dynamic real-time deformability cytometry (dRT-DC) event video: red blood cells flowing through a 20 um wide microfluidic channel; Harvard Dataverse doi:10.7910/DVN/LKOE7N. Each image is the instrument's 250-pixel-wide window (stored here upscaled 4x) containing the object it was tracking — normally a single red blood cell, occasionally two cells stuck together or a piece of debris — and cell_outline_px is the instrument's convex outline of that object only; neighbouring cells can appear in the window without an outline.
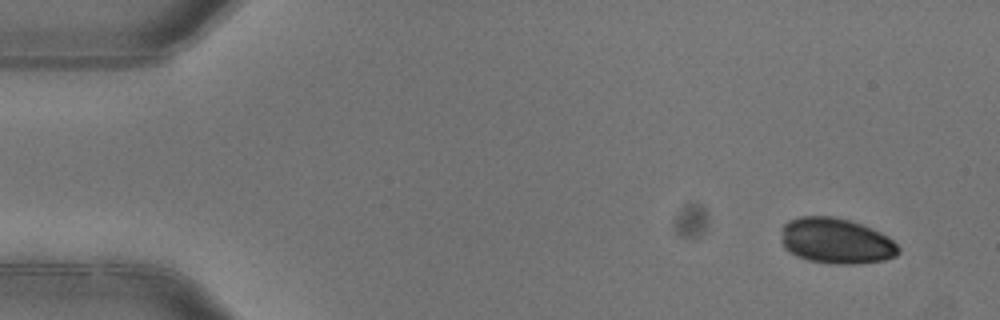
{"species": "common noctule bat (a hibernating species)", "species_latin": "Nyctalus noctula", "temperature_condition": "warm", "stored_images_in_passage": 3, "camera_frame_rate_fps": 3000, "um_per_image_px": 0.085, "animal": {"sex": "female"}, "frame": {"image": 1, "passage_image": 1, "time_ms": 0.0, "image_size_px": [1000, 320], "cell_outline_px": [[900, 252], [896, 256], [884, 260], [856, 264], [828, 264], [808, 260], [796, 256], [788, 252], [784, 248], [780, 240], [784, 224], [788, 220], [800, 216], [832, 216], [852, 220], [872, 228], [888, 236], [900, 248]], "centroid_in_image_um": [71.06, 20.48], "position_along_channel_um": 13.9, "area_um2": 31.67}}